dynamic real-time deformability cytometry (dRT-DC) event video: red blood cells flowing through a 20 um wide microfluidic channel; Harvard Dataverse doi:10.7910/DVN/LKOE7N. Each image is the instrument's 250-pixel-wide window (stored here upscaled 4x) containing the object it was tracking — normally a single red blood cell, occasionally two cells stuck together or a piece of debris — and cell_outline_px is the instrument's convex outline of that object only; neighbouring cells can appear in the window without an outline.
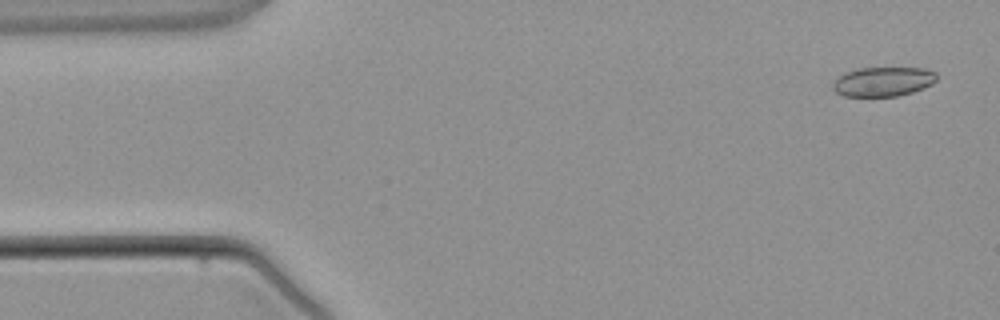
{"species": "common noctule bat (a hibernating species)", "species_latin": "Nyctalus noctula", "temperature_condition": "warm", "stored_images_in_passage": 3, "camera_frame_rate_fps": 3000, "um_per_image_px": 0.085, "animal": {"sex": "male", "body_mass_g": 21.5, "forearm_length_mm": 52.0}, "frame": {"image": 1, "passage_image": 1, "time_ms": 0.0, "image_size_px": [1000, 320], "cell_outline_px": [[936, 80], [932, 84], [924, 88], [912, 92], [896, 96], [844, 96], [836, 92], [832, 88], [832, 84], [840, 76], [848, 72], [860, 68], [924, 68], [936, 72]], "centroid_in_image_um": [75.09, 6.94], "position_along_channel_um": 9.9, "area_um2": 17.63}}
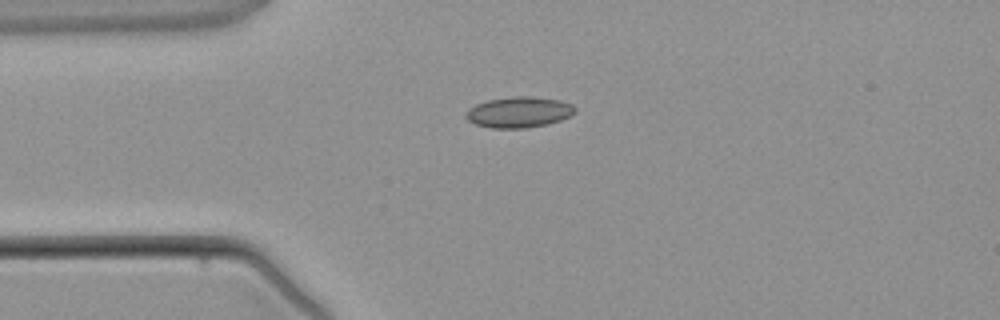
{"frame": {"image": 2, "passage_image": 3, "time_ms": 2.667, "image_size_px": [1000, 320], "cell_outline_px": [[576, 112], [560, 120], [548, 124], [524, 128], [492, 128], [476, 124], [468, 120], [464, 116], [464, 112], [468, 108], [476, 104], [488, 100], [512, 96], [532, 96], [560, 100], [572, 104], [576, 108]], "centroid_in_image_um": [44.09, 9.52], "position_along_channel_um": 40.9, "area_um2": 19.71}}